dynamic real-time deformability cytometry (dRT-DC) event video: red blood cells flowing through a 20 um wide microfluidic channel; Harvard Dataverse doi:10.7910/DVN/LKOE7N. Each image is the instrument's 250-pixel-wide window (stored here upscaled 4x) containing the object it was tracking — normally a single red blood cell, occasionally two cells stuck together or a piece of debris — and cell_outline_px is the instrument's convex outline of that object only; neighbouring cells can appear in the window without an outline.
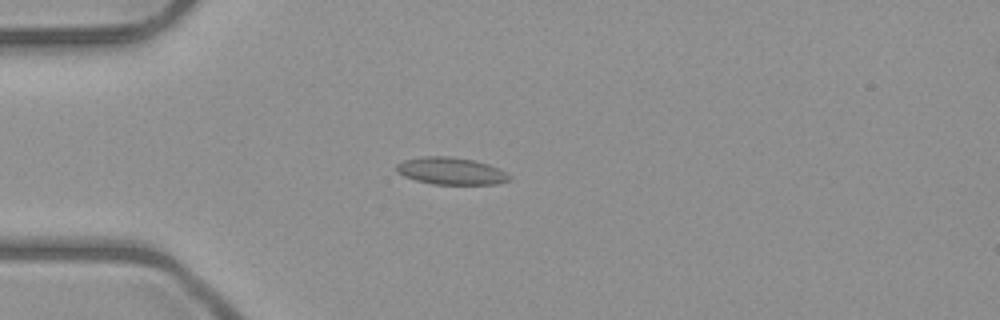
{"species": "common noctule bat (a hibernating species)", "species_latin": "Nyctalus noctula", "temperature_condition": "room temperature", "stored_images_in_passage": 4, "camera_frame_rate_fps": 3000, "um_per_image_px": 0.085, "animal": {"sex": "male", "body_mass_g": 23.1, "forearm_length_mm": 52.7}, "frame": {"image": 1, "passage_image": 4, "time_ms": 3.333, "image_size_px": [1000, 320], "cell_outline_px": [[512, 180], [496, 184], [432, 184], [416, 180], [404, 176], [396, 172], [396, 164], [404, 160], [424, 156], [448, 156], [472, 160], [488, 164], [500, 168], [512, 176]], "centroid_in_image_um": [38.36, 14.54], "position_along_channel_um": 46.6, "area_um2": 17.98}}